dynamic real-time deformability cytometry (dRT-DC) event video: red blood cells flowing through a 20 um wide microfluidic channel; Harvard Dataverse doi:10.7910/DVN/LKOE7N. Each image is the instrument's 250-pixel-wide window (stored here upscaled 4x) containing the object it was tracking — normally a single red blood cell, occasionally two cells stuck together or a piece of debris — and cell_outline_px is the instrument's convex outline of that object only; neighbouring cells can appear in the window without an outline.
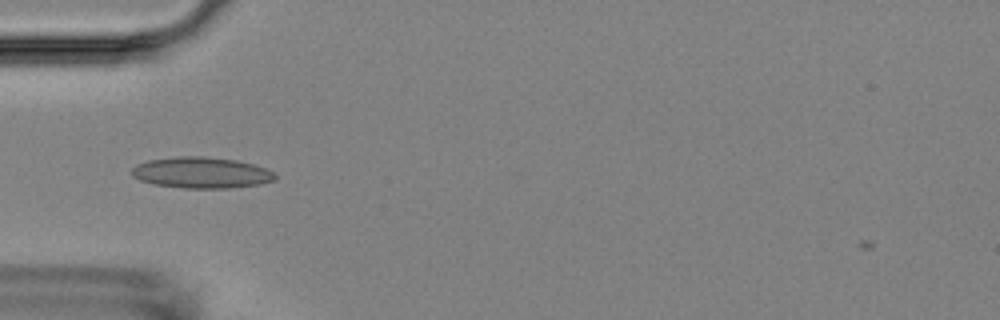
{"species": "Egyptian fruit bat (a non-hibernating species)", "species_latin": "Rousettus aegyptiacus", "temperature_condition": "room temperature", "stored_images_in_passage": 10, "camera_frame_rate_fps": 3000, "um_per_image_px": 0.085, "animal": {"sex": "female"}, "frame": {"image": 1, "passage_image": 4, "time_ms": 3.667, "image_size_px": [1000, 320], "cell_outline_px": [[276, 180], [260, 184], [228, 188], [184, 188], [152, 184], [140, 180], [132, 176], [132, 168], [136, 164], [148, 160], [176, 156], [204, 156], [236, 160], [252, 164], [264, 168], [272, 172], [276, 176]], "centroid_in_image_um": [17.08, 14.67], "position_along_channel_um": 67.9, "area_um2": 26.01}}
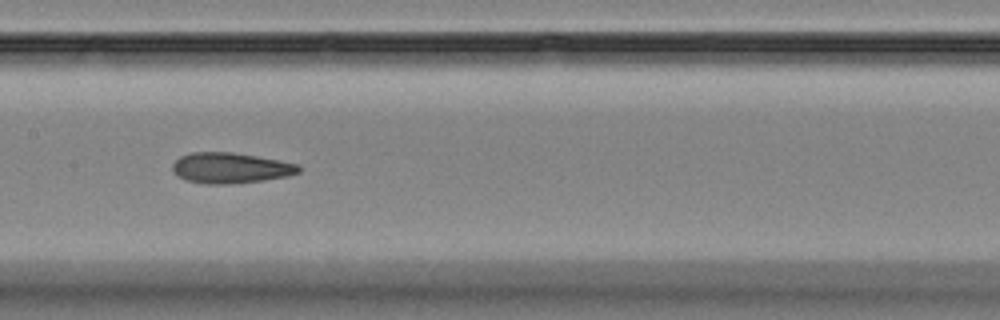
{"frame": {"image": 2, "passage_image": 7, "time_ms": 7.0, "image_size_px": [1000, 320], "cell_outline_px": [[300, 172], [288, 176], [264, 180], [228, 184], [204, 184], [184, 180], [176, 176], [172, 172], [172, 164], [180, 156], [192, 152], [232, 152], [280, 160], [300, 164]], "centroid_in_image_um": [19.57, 14.28], "position_along_channel_um": 187.8, "area_um2": 22.77}}
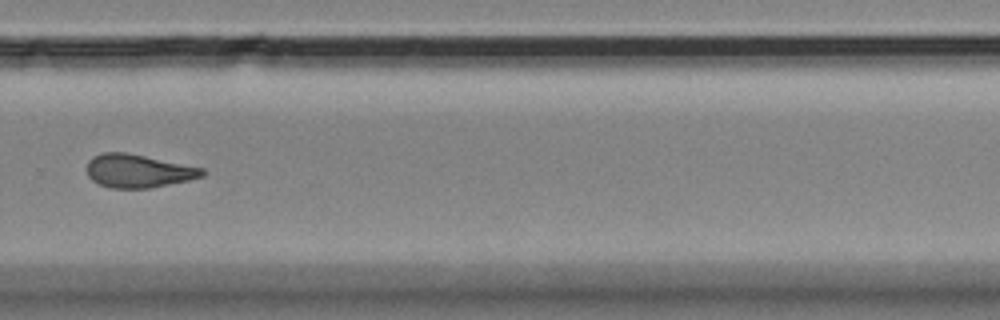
{"frame": {"image": 3, "passage_image": 10, "time_ms": 10.667, "image_size_px": [1000, 320], "cell_outline_px": [[204, 176], [188, 180], [152, 188], [108, 188], [92, 180], [88, 176], [88, 160], [92, 156], [100, 152], [124, 152], [204, 168]], "centroid_in_image_um": [11.72, 14.53], "position_along_channel_um": 318.1, "area_um2": 22.31}}